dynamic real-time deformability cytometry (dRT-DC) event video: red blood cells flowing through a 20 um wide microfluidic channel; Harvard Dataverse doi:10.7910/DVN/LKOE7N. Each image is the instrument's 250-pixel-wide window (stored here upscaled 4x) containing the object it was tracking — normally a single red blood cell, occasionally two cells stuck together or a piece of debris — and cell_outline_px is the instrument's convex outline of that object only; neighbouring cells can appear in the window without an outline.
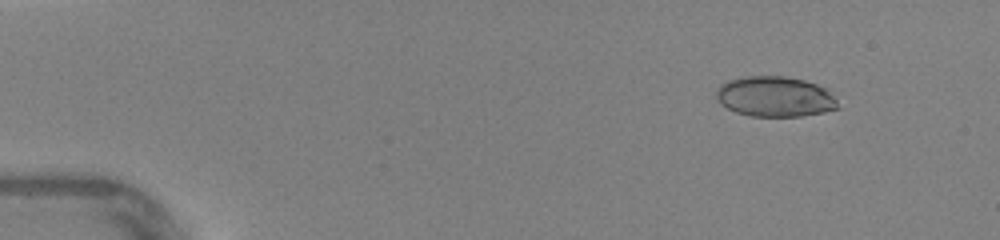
{"species": "human", "species_latin": "Homo sapiens", "temperature_condition": "warm", "stored_images_in_passage": 42, "camera_frame_rate_fps": 3000, "um_per_image_px": 0.085, "donor": {"sex": "female"}, "frame": {"image": 1, "passage_image": 1, "time_ms": 0.0, "image_size_px": [1000, 240], "cell_outline_px": [[840, 108], [824, 112], [800, 116], [748, 116], [736, 112], [720, 104], [716, 100], [716, 88], [720, 84], [728, 80], [744, 76], [784, 76], [804, 80], [816, 84], [824, 88], [836, 100]], "centroid_in_image_um": [65.82, 8.21], "position_along_channel_um": 19.2, "area_um2": 28.67}}
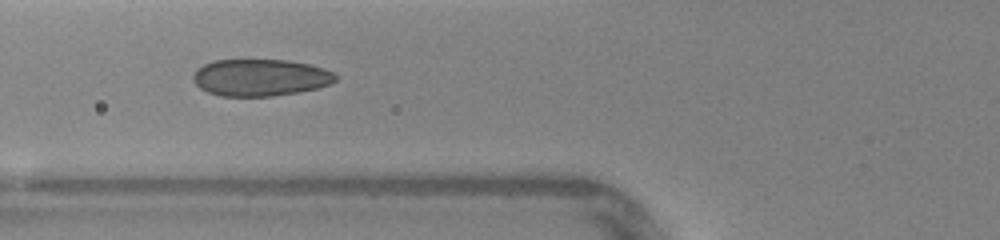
{"frame": {"image": 2, "passage_image": 14, "time_ms": 4.333, "image_size_px": [1000, 240], "cell_outline_px": [[336, 80], [328, 84], [316, 88], [296, 92], [272, 96], [220, 96], [208, 92], [200, 88], [196, 84], [192, 76], [196, 68], [212, 60], [288, 60], [308, 64], [324, 68], [332, 72], [336, 76]], "centroid_in_image_um": [22.08, 6.58], "position_along_channel_um": 103.7, "area_um2": 30.52}}
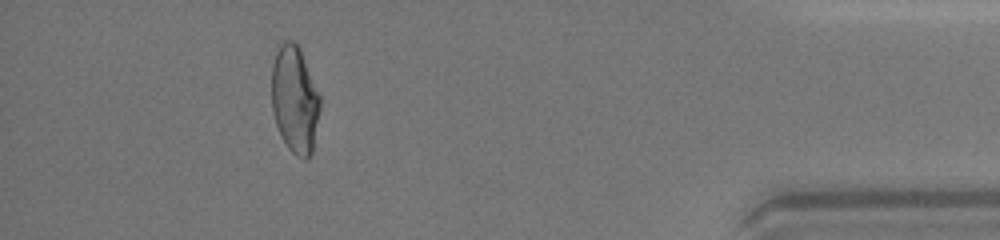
{"frame": {"image": 3, "passage_image": 38, "time_ms": 12.333, "image_size_px": [1000, 240], "cell_outline_px": [[320, 108], [312, 152], [308, 160], [304, 160], [296, 156], [288, 148], [276, 124], [272, 108], [272, 64], [276, 52], [280, 44], [284, 40], [292, 40], [300, 48], [320, 96]], "centroid_in_image_um": [25.06, 8.46], "position_along_channel_um": 410.1, "area_um2": 30.17}, "authors_computed_cell_mechanics": {"area_um2": 30.1427, "velocity_mm_per_s": 4.4115, "shape_relaxation_time_tau1_ms": 6.5008, "shape_relaxation_time_tau2_ms": null, "deformation_change_tau1": 0.169, "deformation_change_tau2": null}}